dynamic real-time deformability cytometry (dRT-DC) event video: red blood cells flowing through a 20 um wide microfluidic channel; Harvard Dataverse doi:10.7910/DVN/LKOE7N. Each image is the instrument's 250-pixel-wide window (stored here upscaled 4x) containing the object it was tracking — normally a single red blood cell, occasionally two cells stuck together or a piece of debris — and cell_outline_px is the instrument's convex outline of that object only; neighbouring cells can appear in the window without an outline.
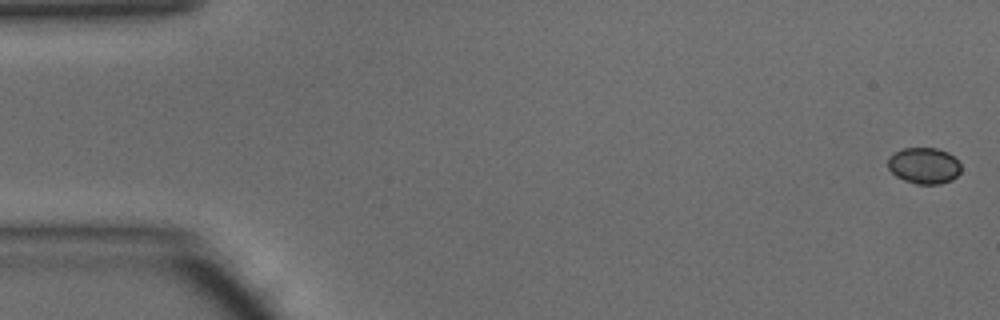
{"species": "common noctule bat (a hibernating species)", "species_latin": "Nyctalus noctula", "temperature_condition": "warm", "stored_images_in_passage": 48, "camera_frame_rate_fps": 3000, "um_per_image_px": 0.085, "animal": {"sex": "male", "body_mass_g": 15.6}, "frame": {"image": 1, "passage_image": 1, "time_ms": 0.0, "image_size_px": [1000, 320], "cell_outline_px": [[960, 172], [952, 180], [940, 184], [916, 184], [904, 180], [896, 176], [888, 168], [888, 156], [904, 148], [936, 148], [948, 152], [960, 164]], "centroid_in_image_um": [78.53, 14.08], "position_along_channel_um": 6.5, "area_um2": 15.37}}
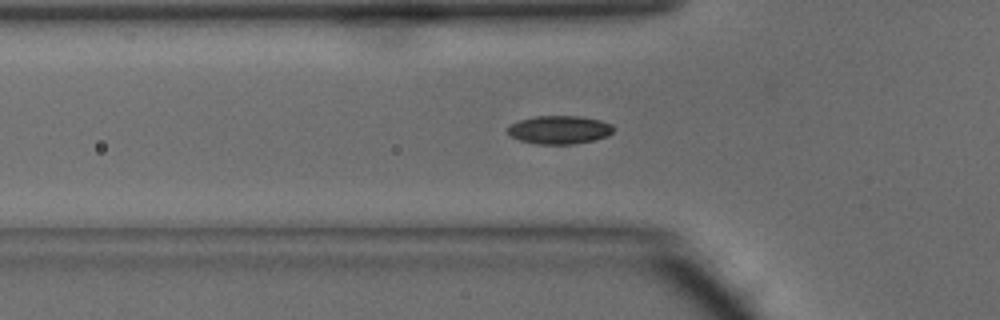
{"frame": {"image": 2, "passage_image": 16, "time_ms": 5.0, "image_size_px": [1000, 320], "cell_outline_px": [[612, 132], [608, 136], [592, 140], [572, 144], [540, 144], [520, 140], [512, 136], [508, 132], [508, 124], [520, 120], [536, 116], [580, 116], [600, 120], [612, 124]], "centroid_in_image_um": [47.54, 11.02], "position_along_channel_um": 78.3, "area_um2": 17.28}}
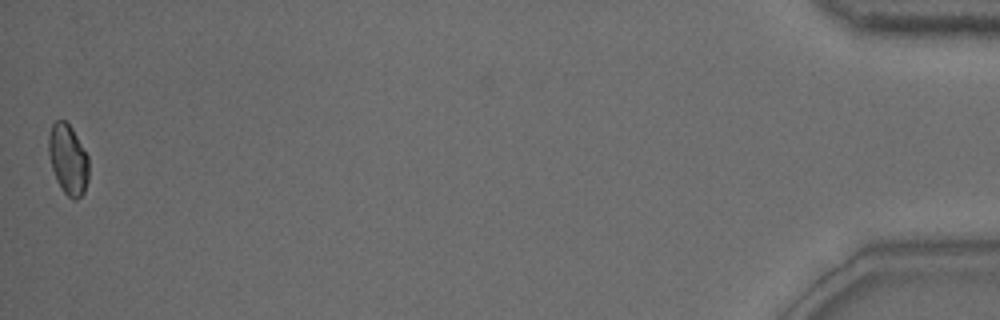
{"frame": {"image": 3, "passage_image": 48, "time_ms": 15.667, "image_size_px": [1000, 320], "cell_outline_px": [[88, 180], [84, 192], [76, 200], [72, 200], [64, 192], [56, 180], [52, 168], [48, 152], [48, 136], [52, 124], [56, 120], [64, 120], [72, 128], [88, 156]], "centroid_in_image_um": [5.78, 13.55], "position_along_channel_um": 429.4, "area_um2": 16.42}, "authors_computed_cell_mechanics": {"area_um2": 16.6175, "velocity_mm_per_s": 4.1948, "shape_relaxation_time_tau1_ms": 2.6988, "shape_relaxation_time_tau2_ms": 5.3517, "deformation_change_tau1": 0.0928, "deformation_change_tau2": 0.0563}}